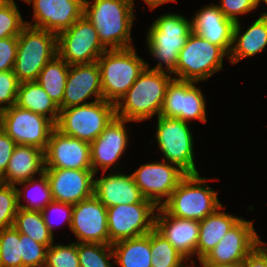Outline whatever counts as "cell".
Segmentation results:
<instances>
[{
	"label": "cell",
	"mask_w": 267,
	"mask_h": 267,
	"mask_svg": "<svg viewBox=\"0 0 267 267\" xmlns=\"http://www.w3.org/2000/svg\"><path fill=\"white\" fill-rule=\"evenodd\" d=\"M84 0L83 15L93 24L102 45L110 50L130 48L131 27L136 18L134 0ZM91 6V7H90Z\"/></svg>",
	"instance_id": "cell-1"
},
{
	"label": "cell",
	"mask_w": 267,
	"mask_h": 267,
	"mask_svg": "<svg viewBox=\"0 0 267 267\" xmlns=\"http://www.w3.org/2000/svg\"><path fill=\"white\" fill-rule=\"evenodd\" d=\"M149 64L131 88L115 105L116 116L127 121H144L160 115L168 84L169 73L150 69Z\"/></svg>",
	"instance_id": "cell-2"
},
{
	"label": "cell",
	"mask_w": 267,
	"mask_h": 267,
	"mask_svg": "<svg viewBox=\"0 0 267 267\" xmlns=\"http://www.w3.org/2000/svg\"><path fill=\"white\" fill-rule=\"evenodd\" d=\"M134 50L107 49L98 58L104 100L116 105L147 67Z\"/></svg>",
	"instance_id": "cell-3"
},
{
	"label": "cell",
	"mask_w": 267,
	"mask_h": 267,
	"mask_svg": "<svg viewBox=\"0 0 267 267\" xmlns=\"http://www.w3.org/2000/svg\"><path fill=\"white\" fill-rule=\"evenodd\" d=\"M151 25L146 41L150 54L159 60L152 70L165 72L162 67L164 63L167 67L166 73L175 74L179 52L192 32L191 22L181 15L167 13Z\"/></svg>",
	"instance_id": "cell-4"
},
{
	"label": "cell",
	"mask_w": 267,
	"mask_h": 267,
	"mask_svg": "<svg viewBox=\"0 0 267 267\" xmlns=\"http://www.w3.org/2000/svg\"><path fill=\"white\" fill-rule=\"evenodd\" d=\"M221 205L217 192L198 173L187 174L161 208L176 218L202 221Z\"/></svg>",
	"instance_id": "cell-5"
},
{
	"label": "cell",
	"mask_w": 267,
	"mask_h": 267,
	"mask_svg": "<svg viewBox=\"0 0 267 267\" xmlns=\"http://www.w3.org/2000/svg\"><path fill=\"white\" fill-rule=\"evenodd\" d=\"M17 38L13 72L19 83L36 81L44 66L58 55L57 35L26 25Z\"/></svg>",
	"instance_id": "cell-6"
},
{
	"label": "cell",
	"mask_w": 267,
	"mask_h": 267,
	"mask_svg": "<svg viewBox=\"0 0 267 267\" xmlns=\"http://www.w3.org/2000/svg\"><path fill=\"white\" fill-rule=\"evenodd\" d=\"M116 116L115 104L104 99L60 109L56 129L62 134L93 142Z\"/></svg>",
	"instance_id": "cell-7"
},
{
	"label": "cell",
	"mask_w": 267,
	"mask_h": 267,
	"mask_svg": "<svg viewBox=\"0 0 267 267\" xmlns=\"http://www.w3.org/2000/svg\"><path fill=\"white\" fill-rule=\"evenodd\" d=\"M229 56L221 47L191 32L178 56L175 74L179 80L199 82L222 70L223 57Z\"/></svg>",
	"instance_id": "cell-8"
},
{
	"label": "cell",
	"mask_w": 267,
	"mask_h": 267,
	"mask_svg": "<svg viewBox=\"0 0 267 267\" xmlns=\"http://www.w3.org/2000/svg\"><path fill=\"white\" fill-rule=\"evenodd\" d=\"M188 125L180 119L159 115L156 142L164 161L178 166L186 174H198L193 157L192 132Z\"/></svg>",
	"instance_id": "cell-9"
},
{
	"label": "cell",
	"mask_w": 267,
	"mask_h": 267,
	"mask_svg": "<svg viewBox=\"0 0 267 267\" xmlns=\"http://www.w3.org/2000/svg\"><path fill=\"white\" fill-rule=\"evenodd\" d=\"M0 127L16 144L45 151L55 124L45 116L13 105L0 112Z\"/></svg>",
	"instance_id": "cell-10"
},
{
	"label": "cell",
	"mask_w": 267,
	"mask_h": 267,
	"mask_svg": "<svg viewBox=\"0 0 267 267\" xmlns=\"http://www.w3.org/2000/svg\"><path fill=\"white\" fill-rule=\"evenodd\" d=\"M57 48L58 55L68 65L94 63L107 50L84 15L57 35Z\"/></svg>",
	"instance_id": "cell-11"
},
{
	"label": "cell",
	"mask_w": 267,
	"mask_h": 267,
	"mask_svg": "<svg viewBox=\"0 0 267 267\" xmlns=\"http://www.w3.org/2000/svg\"><path fill=\"white\" fill-rule=\"evenodd\" d=\"M155 209L158 208L147 199L141 203L108 207L109 245L151 232L155 226Z\"/></svg>",
	"instance_id": "cell-12"
},
{
	"label": "cell",
	"mask_w": 267,
	"mask_h": 267,
	"mask_svg": "<svg viewBox=\"0 0 267 267\" xmlns=\"http://www.w3.org/2000/svg\"><path fill=\"white\" fill-rule=\"evenodd\" d=\"M131 175L142 196L159 208L187 174L178 166L162 160L160 163L142 164Z\"/></svg>",
	"instance_id": "cell-13"
},
{
	"label": "cell",
	"mask_w": 267,
	"mask_h": 267,
	"mask_svg": "<svg viewBox=\"0 0 267 267\" xmlns=\"http://www.w3.org/2000/svg\"><path fill=\"white\" fill-rule=\"evenodd\" d=\"M195 83L197 82L174 77L167 86L160 116L177 118L184 122L198 119L205 123V98Z\"/></svg>",
	"instance_id": "cell-14"
},
{
	"label": "cell",
	"mask_w": 267,
	"mask_h": 267,
	"mask_svg": "<svg viewBox=\"0 0 267 267\" xmlns=\"http://www.w3.org/2000/svg\"><path fill=\"white\" fill-rule=\"evenodd\" d=\"M260 242L253 222L242 217L201 261L203 265L241 264Z\"/></svg>",
	"instance_id": "cell-15"
},
{
	"label": "cell",
	"mask_w": 267,
	"mask_h": 267,
	"mask_svg": "<svg viewBox=\"0 0 267 267\" xmlns=\"http://www.w3.org/2000/svg\"><path fill=\"white\" fill-rule=\"evenodd\" d=\"M70 230L77 243L109 245L107 207L95 195L73 205Z\"/></svg>",
	"instance_id": "cell-16"
},
{
	"label": "cell",
	"mask_w": 267,
	"mask_h": 267,
	"mask_svg": "<svg viewBox=\"0 0 267 267\" xmlns=\"http://www.w3.org/2000/svg\"><path fill=\"white\" fill-rule=\"evenodd\" d=\"M44 159L45 168L92 169L90 143L66 136L56 128L51 132Z\"/></svg>",
	"instance_id": "cell-17"
},
{
	"label": "cell",
	"mask_w": 267,
	"mask_h": 267,
	"mask_svg": "<svg viewBox=\"0 0 267 267\" xmlns=\"http://www.w3.org/2000/svg\"><path fill=\"white\" fill-rule=\"evenodd\" d=\"M54 201L75 205L94 195L92 169L45 168Z\"/></svg>",
	"instance_id": "cell-18"
},
{
	"label": "cell",
	"mask_w": 267,
	"mask_h": 267,
	"mask_svg": "<svg viewBox=\"0 0 267 267\" xmlns=\"http://www.w3.org/2000/svg\"><path fill=\"white\" fill-rule=\"evenodd\" d=\"M36 20L26 25L58 35L71 27L84 13V0H31Z\"/></svg>",
	"instance_id": "cell-19"
},
{
	"label": "cell",
	"mask_w": 267,
	"mask_h": 267,
	"mask_svg": "<svg viewBox=\"0 0 267 267\" xmlns=\"http://www.w3.org/2000/svg\"><path fill=\"white\" fill-rule=\"evenodd\" d=\"M126 119L115 116L105 127L102 133L90 143V155L92 171L101 170L106 172L112 167L125 152L128 135L125 127Z\"/></svg>",
	"instance_id": "cell-20"
},
{
	"label": "cell",
	"mask_w": 267,
	"mask_h": 267,
	"mask_svg": "<svg viewBox=\"0 0 267 267\" xmlns=\"http://www.w3.org/2000/svg\"><path fill=\"white\" fill-rule=\"evenodd\" d=\"M92 95L95 96V101L103 99L97 61L90 64L69 65L61 109L88 104L84 100Z\"/></svg>",
	"instance_id": "cell-21"
},
{
	"label": "cell",
	"mask_w": 267,
	"mask_h": 267,
	"mask_svg": "<svg viewBox=\"0 0 267 267\" xmlns=\"http://www.w3.org/2000/svg\"><path fill=\"white\" fill-rule=\"evenodd\" d=\"M155 214L154 228L187 260L197 253L199 221L176 218L168 215L161 207Z\"/></svg>",
	"instance_id": "cell-22"
},
{
	"label": "cell",
	"mask_w": 267,
	"mask_h": 267,
	"mask_svg": "<svg viewBox=\"0 0 267 267\" xmlns=\"http://www.w3.org/2000/svg\"><path fill=\"white\" fill-rule=\"evenodd\" d=\"M192 19V32L230 54L235 23L224 16L218 5L205 6Z\"/></svg>",
	"instance_id": "cell-23"
},
{
	"label": "cell",
	"mask_w": 267,
	"mask_h": 267,
	"mask_svg": "<svg viewBox=\"0 0 267 267\" xmlns=\"http://www.w3.org/2000/svg\"><path fill=\"white\" fill-rule=\"evenodd\" d=\"M94 195L107 208L141 203L145 199L132 175L118 173L94 179Z\"/></svg>",
	"instance_id": "cell-24"
},
{
	"label": "cell",
	"mask_w": 267,
	"mask_h": 267,
	"mask_svg": "<svg viewBox=\"0 0 267 267\" xmlns=\"http://www.w3.org/2000/svg\"><path fill=\"white\" fill-rule=\"evenodd\" d=\"M45 170L44 151L35 146L17 144L0 182L14 185L42 175Z\"/></svg>",
	"instance_id": "cell-25"
},
{
	"label": "cell",
	"mask_w": 267,
	"mask_h": 267,
	"mask_svg": "<svg viewBox=\"0 0 267 267\" xmlns=\"http://www.w3.org/2000/svg\"><path fill=\"white\" fill-rule=\"evenodd\" d=\"M240 29V22L235 23L232 49L227 57L232 64L260 53L267 46V15H261L243 34Z\"/></svg>",
	"instance_id": "cell-26"
},
{
	"label": "cell",
	"mask_w": 267,
	"mask_h": 267,
	"mask_svg": "<svg viewBox=\"0 0 267 267\" xmlns=\"http://www.w3.org/2000/svg\"><path fill=\"white\" fill-rule=\"evenodd\" d=\"M222 208L221 205L212 214L199 221V239L197 243L199 261L208 255L224 235L241 219L221 212Z\"/></svg>",
	"instance_id": "cell-27"
},
{
	"label": "cell",
	"mask_w": 267,
	"mask_h": 267,
	"mask_svg": "<svg viewBox=\"0 0 267 267\" xmlns=\"http://www.w3.org/2000/svg\"><path fill=\"white\" fill-rule=\"evenodd\" d=\"M49 118L55 125L58 121L60 108L39 85L37 81L19 83L16 104ZM50 116L47 117V114Z\"/></svg>",
	"instance_id": "cell-28"
},
{
	"label": "cell",
	"mask_w": 267,
	"mask_h": 267,
	"mask_svg": "<svg viewBox=\"0 0 267 267\" xmlns=\"http://www.w3.org/2000/svg\"><path fill=\"white\" fill-rule=\"evenodd\" d=\"M114 263L121 267H151L150 232L112 244Z\"/></svg>",
	"instance_id": "cell-29"
},
{
	"label": "cell",
	"mask_w": 267,
	"mask_h": 267,
	"mask_svg": "<svg viewBox=\"0 0 267 267\" xmlns=\"http://www.w3.org/2000/svg\"><path fill=\"white\" fill-rule=\"evenodd\" d=\"M68 71L69 65L59 55H56L44 66L36 80L60 109Z\"/></svg>",
	"instance_id": "cell-30"
},
{
	"label": "cell",
	"mask_w": 267,
	"mask_h": 267,
	"mask_svg": "<svg viewBox=\"0 0 267 267\" xmlns=\"http://www.w3.org/2000/svg\"><path fill=\"white\" fill-rule=\"evenodd\" d=\"M13 227L20 234L27 235L32 240L44 244L47 247L53 244V235L49 232L41 211L18 208Z\"/></svg>",
	"instance_id": "cell-31"
},
{
	"label": "cell",
	"mask_w": 267,
	"mask_h": 267,
	"mask_svg": "<svg viewBox=\"0 0 267 267\" xmlns=\"http://www.w3.org/2000/svg\"><path fill=\"white\" fill-rule=\"evenodd\" d=\"M151 267H180L185 260L155 228L150 232Z\"/></svg>",
	"instance_id": "cell-32"
},
{
	"label": "cell",
	"mask_w": 267,
	"mask_h": 267,
	"mask_svg": "<svg viewBox=\"0 0 267 267\" xmlns=\"http://www.w3.org/2000/svg\"><path fill=\"white\" fill-rule=\"evenodd\" d=\"M28 183L27 188L30 186V192H32V189L34 190L32 193H28L27 188L25 186V194L22 195L24 192L19 190L17 188V196H18V208L24 209V210H32V211H42L50 202L53 201L51 187L49 184V180L45 173L40 175L39 180H36L34 178L29 179L28 181L21 182L17 185H24ZM37 186V187H36ZM33 187V188H32ZM27 192V193H26ZM23 196L27 197V205H22L20 203L21 198Z\"/></svg>",
	"instance_id": "cell-33"
},
{
	"label": "cell",
	"mask_w": 267,
	"mask_h": 267,
	"mask_svg": "<svg viewBox=\"0 0 267 267\" xmlns=\"http://www.w3.org/2000/svg\"><path fill=\"white\" fill-rule=\"evenodd\" d=\"M0 267H22L20 233L13 226L0 230Z\"/></svg>",
	"instance_id": "cell-34"
},
{
	"label": "cell",
	"mask_w": 267,
	"mask_h": 267,
	"mask_svg": "<svg viewBox=\"0 0 267 267\" xmlns=\"http://www.w3.org/2000/svg\"><path fill=\"white\" fill-rule=\"evenodd\" d=\"M77 252L80 267L112 266L108 261L109 259L114 258L112 245L100 243H77Z\"/></svg>",
	"instance_id": "cell-35"
},
{
	"label": "cell",
	"mask_w": 267,
	"mask_h": 267,
	"mask_svg": "<svg viewBox=\"0 0 267 267\" xmlns=\"http://www.w3.org/2000/svg\"><path fill=\"white\" fill-rule=\"evenodd\" d=\"M44 267H80L77 242L48 247Z\"/></svg>",
	"instance_id": "cell-36"
},
{
	"label": "cell",
	"mask_w": 267,
	"mask_h": 267,
	"mask_svg": "<svg viewBox=\"0 0 267 267\" xmlns=\"http://www.w3.org/2000/svg\"><path fill=\"white\" fill-rule=\"evenodd\" d=\"M17 211V187L0 182V230L13 226Z\"/></svg>",
	"instance_id": "cell-37"
},
{
	"label": "cell",
	"mask_w": 267,
	"mask_h": 267,
	"mask_svg": "<svg viewBox=\"0 0 267 267\" xmlns=\"http://www.w3.org/2000/svg\"><path fill=\"white\" fill-rule=\"evenodd\" d=\"M25 26L26 21H23L16 5H0V39L18 37Z\"/></svg>",
	"instance_id": "cell-38"
},
{
	"label": "cell",
	"mask_w": 267,
	"mask_h": 267,
	"mask_svg": "<svg viewBox=\"0 0 267 267\" xmlns=\"http://www.w3.org/2000/svg\"><path fill=\"white\" fill-rule=\"evenodd\" d=\"M22 267H44L48 247L20 234Z\"/></svg>",
	"instance_id": "cell-39"
},
{
	"label": "cell",
	"mask_w": 267,
	"mask_h": 267,
	"mask_svg": "<svg viewBox=\"0 0 267 267\" xmlns=\"http://www.w3.org/2000/svg\"><path fill=\"white\" fill-rule=\"evenodd\" d=\"M18 86L19 81L13 70L0 72V112L16 104Z\"/></svg>",
	"instance_id": "cell-40"
},
{
	"label": "cell",
	"mask_w": 267,
	"mask_h": 267,
	"mask_svg": "<svg viewBox=\"0 0 267 267\" xmlns=\"http://www.w3.org/2000/svg\"><path fill=\"white\" fill-rule=\"evenodd\" d=\"M219 10L227 19L239 22L237 14H245L258 7L257 0H221Z\"/></svg>",
	"instance_id": "cell-41"
},
{
	"label": "cell",
	"mask_w": 267,
	"mask_h": 267,
	"mask_svg": "<svg viewBox=\"0 0 267 267\" xmlns=\"http://www.w3.org/2000/svg\"><path fill=\"white\" fill-rule=\"evenodd\" d=\"M18 38L0 39V72L13 70L17 55Z\"/></svg>",
	"instance_id": "cell-42"
},
{
	"label": "cell",
	"mask_w": 267,
	"mask_h": 267,
	"mask_svg": "<svg viewBox=\"0 0 267 267\" xmlns=\"http://www.w3.org/2000/svg\"><path fill=\"white\" fill-rule=\"evenodd\" d=\"M72 210H73V205L71 204H67V203H61V202H58V201H52L50 202L42 211H41V214H42V217H43V220L49 230V232L53 235V224H52V219L50 220V215L48 214H55L56 215L58 214V216L60 214H63L61 217L63 218V220H67V224L69 225V228L71 227V223H72ZM51 211V212H50ZM50 212V213H49ZM62 220V221H63ZM61 221V222H62Z\"/></svg>",
	"instance_id": "cell-43"
},
{
	"label": "cell",
	"mask_w": 267,
	"mask_h": 267,
	"mask_svg": "<svg viewBox=\"0 0 267 267\" xmlns=\"http://www.w3.org/2000/svg\"><path fill=\"white\" fill-rule=\"evenodd\" d=\"M14 140L0 127V177L5 173L11 155L16 147Z\"/></svg>",
	"instance_id": "cell-44"
},
{
	"label": "cell",
	"mask_w": 267,
	"mask_h": 267,
	"mask_svg": "<svg viewBox=\"0 0 267 267\" xmlns=\"http://www.w3.org/2000/svg\"><path fill=\"white\" fill-rule=\"evenodd\" d=\"M261 241L243 260L242 267H267V247Z\"/></svg>",
	"instance_id": "cell-45"
},
{
	"label": "cell",
	"mask_w": 267,
	"mask_h": 267,
	"mask_svg": "<svg viewBox=\"0 0 267 267\" xmlns=\"http://www.w3.org/2000/svg\"><path fill=\"white\" fill-rule=\"evenodd\" d=\"M176 0H144V2L150 7L151 10L155 9L159 5L167 2H174Z\"/></svg>",
	"instance_id": "cell-46"
},
{
	"label": "cell",
	"mask_w": 267,
	"mask_h": 267,
	"mask_svg": "<svg viewBox=\"0 0 267 267\" xmlns=\"http://www.w3.org/2000/svg\"><path fill=\"white\" fill-rule=\"evenodd\" d=\"M202 267H242L241 264H221V265H203L202 261H199Z\"/></svg>",
	"instance_id": "cell-47"
},
{
	"label": "cell",
	"mask_w": 267,
	"mask_h": 267,
	"mask_svg": "<svg viewBox=\"0 0 267 267\" xmlns=\"http://www.w3.org/2000/svg\"><path fill=\"white\" fill-rule=\"evenodd\" d=\"M3 3H8V4H13L16 5V3L14 2V0H0V5Z\"/></svg>",
	"instance_id": "cell-48"
},
{
	"label": "cell",
	"mask_w": 267,
	"mask_h": 267,
	"mask_svg": "<svg viewBox=\"0 0 267 267\" xmlns=\"http://www.w3.org/2000/svg\"><path fill=\"white\" fill-rule=\"evenodd\" d=\"M261 1H263L267 5V0H257V4L259 5ZM262 15H267V13L265 12Z\"/></svg>",
	"instance_id": "cell-49"
},
{
	"label": "cell",
	"mask_w": 267,
	"mask_h": 267,
	"mask_svg": "<svg viewBox=\"0 0 267 267\" xmlns=\"http://www.w3.org/2000/svg\"><path fill=\"white\" fill-rule=\"evenodd\" d=\"M23 1H25V2H27L29 4L31 0H23Z\"/></svg>",
	"instance_id": "cell-50"
},
{
	"label": "cell",
	"mask_w": 267,
	"mask_h": 267,
	"mask_svg": "<svg viewBox=\"0 0 267 267\" xmlns=\"http://www.w3.org/2000/svg\"><path fill=\"white\" fill-rule=\"evenodd\" d=\"M180 267H191V266H184V264H182Z\"/></svg>",
	"instance_id": "cell-51"
}]
</instances>
